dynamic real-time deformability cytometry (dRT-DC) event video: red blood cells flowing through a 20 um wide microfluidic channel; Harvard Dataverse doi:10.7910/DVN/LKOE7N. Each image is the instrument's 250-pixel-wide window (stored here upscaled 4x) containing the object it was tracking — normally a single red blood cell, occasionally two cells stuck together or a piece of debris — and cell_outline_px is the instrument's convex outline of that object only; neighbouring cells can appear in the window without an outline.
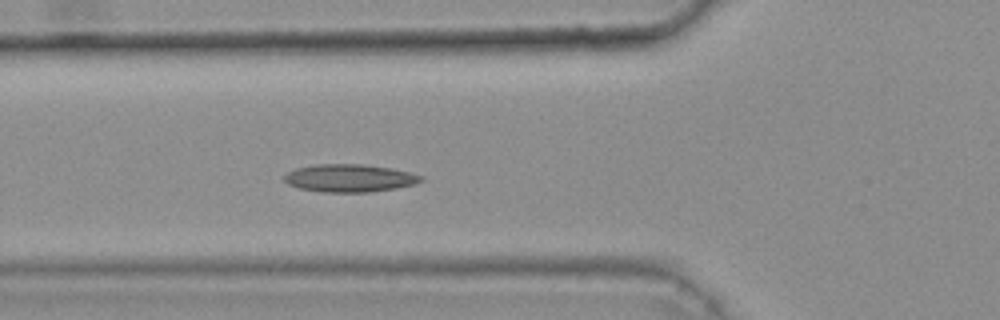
{"species": "common noctule bat (a hibernating species)", "species_latin": "Nyctalus noctula", "temperature_condition": "warm", "stored_images_in_passage": 39, "camera_frame_rate_fps": 3000, "um_per_image_px": 0.085, "animal": {"sex": "female", "body_mass_g": 25.1}, "frame": {"image": 1, "passage_image": 17, "time_ms": 5.333, "image_size_px": [1000, 320], "cell_outline_px": [[424, 180], [416, 184], [396, 188], [372, 192], [320, 192], [300, 188], [288, 184], [284, 180], [284, 176], [288, 172], [296, 168], [316, 164], [364, 164], [392, 168], [412, 172], [424, 176]], "centroid_in_image_um": [29.77, 15.14], "position_along_channel_um": 96.0, "area_um2": 22.37}, "authors_computed_cell_mechanics": {"area_um2": 21.2126, "velocity_mm_per_s": 3.7671, "shape_relaxation_time_tau1_ms": null, "shape_relaxation_time_tau2_ms": 5.1971, "deformation_change_tau1": null, "deformation_change_tau2": 0.1124}}